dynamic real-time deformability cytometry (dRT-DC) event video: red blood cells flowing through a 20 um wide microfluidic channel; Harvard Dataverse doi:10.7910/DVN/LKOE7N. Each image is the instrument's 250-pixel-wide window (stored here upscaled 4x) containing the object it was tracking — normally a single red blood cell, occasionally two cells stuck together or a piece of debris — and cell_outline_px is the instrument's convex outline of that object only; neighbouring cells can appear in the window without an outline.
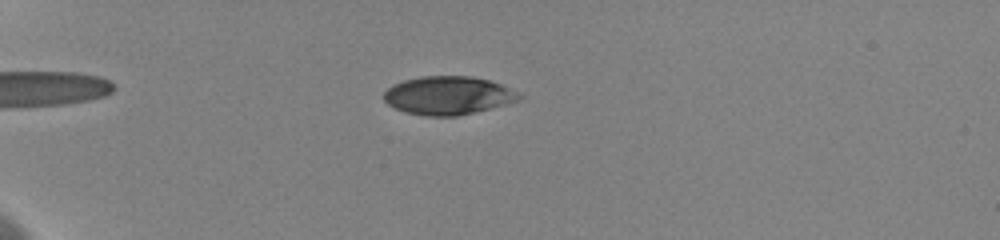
{"species": "human", "species_latin": "Homo sapiens", "temperature_condition": "cold", "stored_images_in_passage": 39, "camera_frame_rate_fps": 3000, "um_per_image_px": 0.085, "donor": {"sex": "female"}, "frame": {"image": 1, "passage_image": 12, "time_ms": 5.333, "image_size_px": [1000, 240], "cell_outline_px": [[524, 96], [520, 100], [456, 116], [424, 116], [404, 112], [388, 104], [384, 100], [384, 92], [392, 84], [404, 80], [420, 76], [472, 76], [488, 80], [500, 84]], "centroid_in_image_um": [38.04, 8.11], "position_along_channel_um": 47.0, "area_um2": 30.0}}
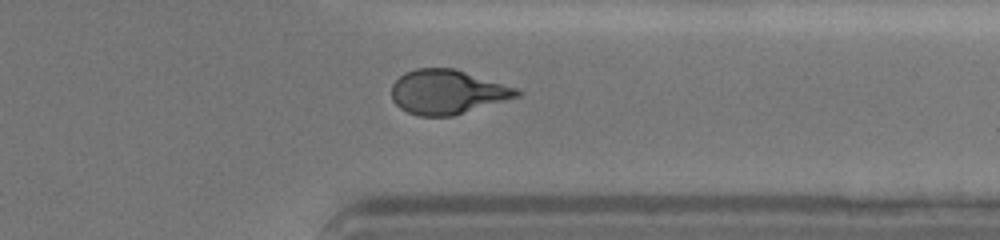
{"frame": {"image": 2, "passage_image": 33, "time_ms": 15.667, "image_size_px": [1000, 240], "cell_outline_px": [[524, 92], [520, 96], [452, 116], [420, 116], [408, 112], [400, 108], [392, 100], [392, 84], [404, 72], [416, 68], [456, 68], [516, 88]], "centroid_in_image_um": [38.02, 7.81], "position_along_channel_um": 373.4, "area_um2": 32.37}}
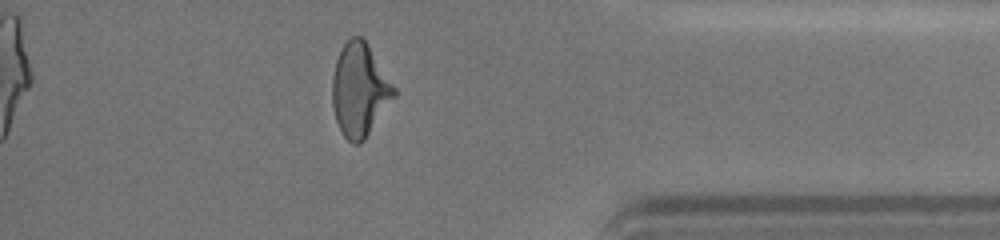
{"frame": {"image": 3, "passage_image": 36, "time_ms": 17.0, "image_size_px": [1000, 240], "cell_outline_px": [[396, 96], [364, 140], [360, 144], [352, 144], [344, 136], [336, 120], [332, 108], [332, 76], [336, 60], [340, 48], [352, 36], [360, 36], [368, 44], [396, 88]], "centroid_in_image_um": [30.56, 7.65], "position_along_channel_um": 404.6, "area_um2": 33.58}, "authors_computed_cell_mechanics": {"area_um2": 31.9634, "velocity_mm_per_s": 3.6169, "shape_relaxation_time_tau1_ms": 4.6193, "shape_relaxation_time_tau2_ms": 1.4564, "deformation_change_tau1": 0.1535, "deformation_change_tau2": 0.069}}